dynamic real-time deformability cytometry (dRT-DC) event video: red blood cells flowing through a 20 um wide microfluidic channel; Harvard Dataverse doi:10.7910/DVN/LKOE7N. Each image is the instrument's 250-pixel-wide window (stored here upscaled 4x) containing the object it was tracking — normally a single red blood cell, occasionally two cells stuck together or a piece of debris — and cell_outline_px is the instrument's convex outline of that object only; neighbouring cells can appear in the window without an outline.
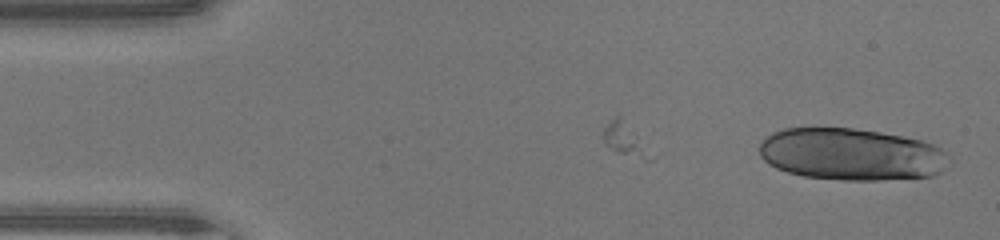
{"species": "human", "species_latin": "Homo sapiens", "temperature_condition": "warm", "stored_images_in_passage": 40, "camera_frame_rate_fps": 3000, "um_per_image_px": 0.085, "donor": {"sex": "male"}, "frame": {"image": 1, "passage_image": 1, "time_ms": 0.0, "image_size_px": [1000, 240], "cell_outline_px": [[952, 160], [940, 172], [932, 176], [880, 180], [840, 180], [804, 176], [788, 172], [776, 168], [768, 164], [760, 156], [760, 144], [772, 132], [784, 128], [852, 128], [880, 132], [924, 140], [948, 152]], "centroid_in_image_um": [72.39, 13.12], "position_along_channel_um": 12.6, "area_um2": 57.86}}
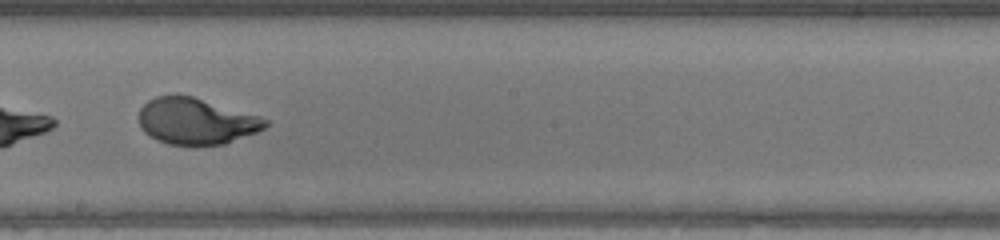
{"frame": {"image": 2, "passage_image": 25, "time_ms": 8.0, "image_size_px": [1000, 240], "cell_outline_px": [[268, 124], [264, 128], [256, 132], [224, 144], [196, 148], [168, 144], [156, 140], [144, 132], [140, 124], [140, 108], [148, 100], [156, 96], [176, 92], [192, 96], [260, 116], [268, 120]], "centroid_in_image_um": [16.64, 10.31], "position_along_channel_um": 231.6, "area_um2": 34.91}}
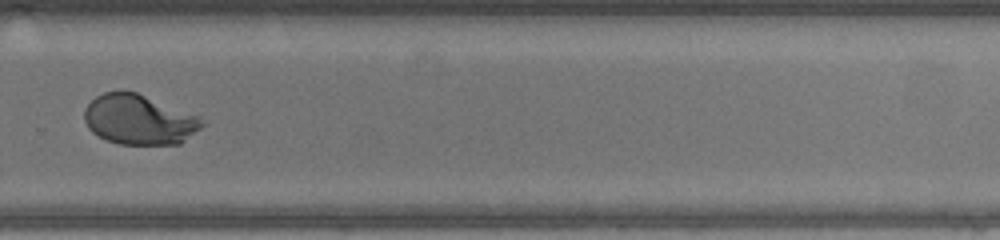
{"frame": {"image": 3, "passage_image": 31, "time_ms": 10.0, "image_size_px": [1000, 240], "cell_outline_px": [[208, 124], [180, 144], [120, 144], [108, 140], [92, 132], [88, 128], [84, 120], [84, 108], [96, 96], [104, 92], [120, 88], [124, 88], [136, 92], [200, 116]], "centroid_in_image_um": [11.84, 10.14], "position_along_channel_um": 318.0, "area_um2": 34.85}, "authors_computed_cell_mechanics": {"area_um2": 34.8823, "velocity_mm_per_s": 4.3372, "shape_relaxation_time_tau1_ms": 3.8872, "shape_relaxation_time_tau2_ms": null, "deformation_change_tau1": 0.2376, "deformation_change_tau2": null}}